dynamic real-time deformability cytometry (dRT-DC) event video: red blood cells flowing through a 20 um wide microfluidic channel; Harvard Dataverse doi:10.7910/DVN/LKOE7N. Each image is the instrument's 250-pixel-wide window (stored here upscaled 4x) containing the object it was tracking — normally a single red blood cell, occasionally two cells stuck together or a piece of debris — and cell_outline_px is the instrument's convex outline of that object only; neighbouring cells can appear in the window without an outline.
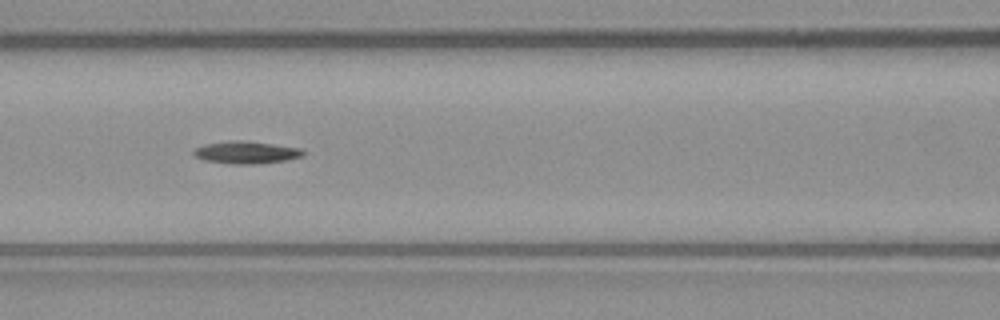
{"species": "common noctule bat (a hibernating species)", "species_latin": "Nyctalus noctula", "temperature_condition": "warm", "stored_images_in_passage": 32, "camera_frame_rate_fps": 3000, "um_per_image_px": 0.085, "animal": {"sex": "male", "body_mass_g": 23.1, "forearm_length_mm": 52.7}, "frame": {"image": 1, "passage_image": 10, "time_ms": 3.0, "image_size_px": [1000, 320], "cell_outline_px": [[304, 156], [284, 160], [256, 164], [232, 164], [204, 160], [196, 156], [192, 152], [196, 148], [204, 144], [232, 140], [244, 140], [300, 148], [304, 152]], "centroid_in_image_um": [20.91, 12.95], "position_along_channel_um": 145.7, "area_um2": 14.16}}